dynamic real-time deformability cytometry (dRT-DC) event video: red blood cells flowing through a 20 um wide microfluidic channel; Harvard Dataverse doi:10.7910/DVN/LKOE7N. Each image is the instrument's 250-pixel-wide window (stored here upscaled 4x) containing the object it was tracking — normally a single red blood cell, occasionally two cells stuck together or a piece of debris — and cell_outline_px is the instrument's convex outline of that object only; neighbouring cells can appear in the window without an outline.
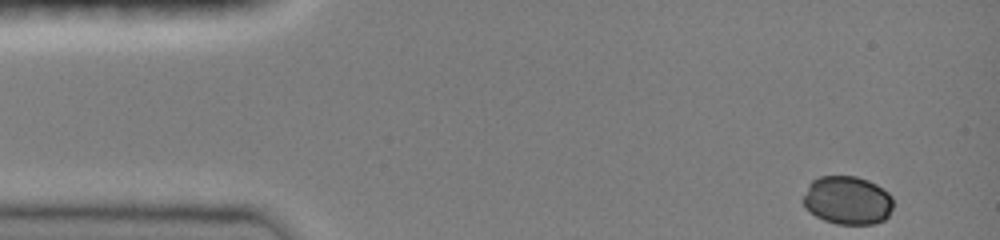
{"species": "common noctule bat (a hibernating species)", "species_latin": "Nyctalus noctula", "temperature_condition": "room temperature", "stored_images_in_passage": 41, "camera_frame_rate_fps": 3000, "um_per_image_px": 0.085, "animal": {"sex": "female", "body_mass_g": 19.0, "forearm_length_mm": 51.5}, "frame": {"image": 1, "passage_image": 1, "time_ms": 0.0, "image_size_px": [1000, 240], "cell_outline_px": [[892, 208], [888, 216], [884, 220], [876, 224], [836, 224], [824, 220], [816, 216], [804, 208], [800, 200], [808, 184], [812, 180], [820, 176], [856, 176], [868, 180], [876, 184], [888, 192], [892, 196]], "centroid_in_image_um": [71.99, 17.03], "position_along_channel_um": 13.0, "area_um2": 25.84}}
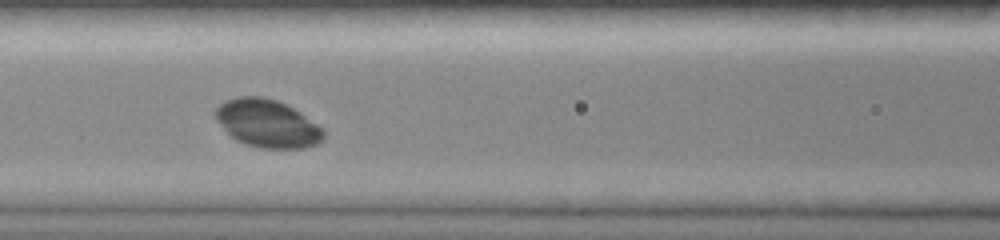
{"frame": {"image": 2, "passage_image": 18, "time_ms": 5.667, "image_size_px": [1000, 240], "cell_outline_px": [[324, 136], [316, 144], [304, 148], [260, 148], [244, 144], [236, 140], [216, 120], [212, 112], [224, 100], [236, 96], [264, 96], [276, 100], [300, 112], [324, 128]], "centroid_in_image_um": [22.69, 10.48], "position_along_channel_um": 143.9, "area_um2": 30.23}}
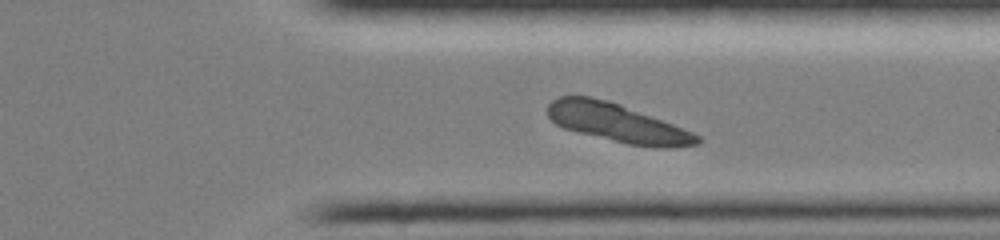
{"frame": {"image": 3, "passage_image": 34, "time_ms": 11.0, "image_size_px": [1000, 240], "cell_outline_px": [[700, 144], [672, 148], [652, 148], [628, 144], [564, 128], [556, 124], [548, 116], [548, 104], [552, 100], [560, 96], [592, 96], [620, 104], [672, 124], [692, 132], [700, 136]], "centroid_in_image_um": [52.49, 10.45], "position_along_channel_um": 358.9, "area_um2": 33.23}}